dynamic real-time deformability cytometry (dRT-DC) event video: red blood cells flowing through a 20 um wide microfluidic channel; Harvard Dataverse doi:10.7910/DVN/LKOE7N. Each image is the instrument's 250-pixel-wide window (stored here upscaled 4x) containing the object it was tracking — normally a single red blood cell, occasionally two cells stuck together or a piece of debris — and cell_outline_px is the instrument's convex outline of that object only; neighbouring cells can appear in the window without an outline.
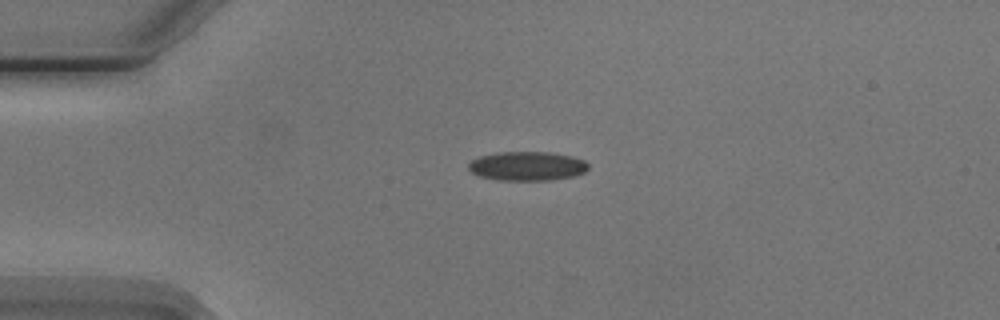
{"species": "Egyptian fruit bat (a non-hibernating species)", "species_latin": "Rousettus aegyptiacus", "temperature_condition": "cold", "stored_images_in_passage": 5, "camera_frame_rate_fps": 3000, "um_per_image_px": 0.085, "animal": {"sex": "male"}, "frame": {"image": 1, "passage_image": 3, "time_ms": 3.333, "image_size_px": [1000, 320], "cell_outline_px": [[588, 168], [584, 172], [576, 176], [552, 180], [496, 180], [480, 176], [472, 172], [468, 168], [468, 164], [472, 160], [480, 156], [496, 152], [548, 152], [572, 156], [584, 160], [588, 164]], "centroid_in_image_um": [44.82, 14.12], "position_along_channel_um": 40.2, "area_um2": 20.4}}
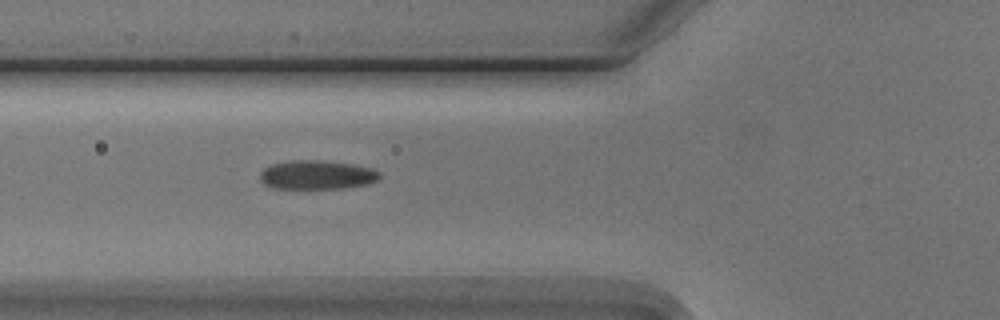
{"frame": {"image": 2, "passage_image": 5, "time_ms": 5.667, "image_size_px": [1000, 320], "cell_outline_px": [[380, 176], [376, 180], [368, 184], [344, 188], [268, 188], [260, 180], [260, 172], [264, 168], [272, 164], [292, 160], [316, 160], [352, 164], [372, 168], [380, 172]], "centroid_in_image_um": [26.91, 14.87], "position_along_channel_um": 98.9, "area_um2": 20.17}}